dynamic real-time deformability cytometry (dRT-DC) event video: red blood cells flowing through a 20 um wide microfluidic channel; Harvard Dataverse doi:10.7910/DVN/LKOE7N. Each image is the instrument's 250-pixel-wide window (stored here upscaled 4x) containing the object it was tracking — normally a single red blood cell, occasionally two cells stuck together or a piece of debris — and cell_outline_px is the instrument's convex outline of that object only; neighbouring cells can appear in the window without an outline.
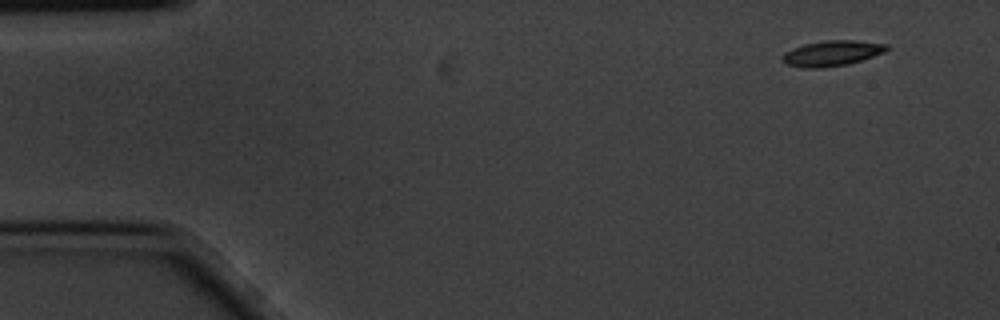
{"species": "common noctule bat (a hibernating species)", "species_latin": "Nyctalus noctula", "temperature_condition": "cold", "stored_images_in_passage": 6, "camera_frame_rate_fps": 3000, "um_per_image_px": 0.085, "animal": {"sex": "male", "body_mass_g": 20.1, "forearm_length_mm": 53.5}, "frame": {"image": 1, "passage_image": 1, "time_ms": 0.0, "image_size_px": [1000, 320], "cell_outline_px": [[888, 48], [884, 52], [848, 64], [820, 68], [804, 68], [784, 64], [780, 56], [784, 52], [792, 48], [804, 44], [824, 40], [856, 40], [888, 44]], "centroid_in_image_um": [70.65, 4.52], "position_along_channel_um": 14.3, "area_um2": 15.55}}
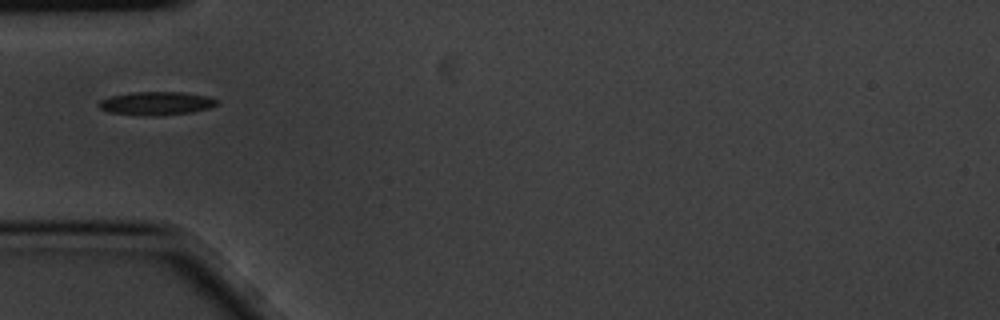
{"frame": {"image": 2, "passage_image": 5, "time_ms": 1.333, "image_size_px": [1000, 320], "cell_outline_px": [[220, 104], [208, 108], [192, 112], [156, 116], [152, 116], [108, 112], [100, 108], [96, 104], [100, 100], [112, 96], [132, 92], [184, 92], [208, 96], [220, 100]], "centroid_in_image_um": [13.33, 8.78], "position_along_channel_um": 71.7, "area_um2": 16.18}}
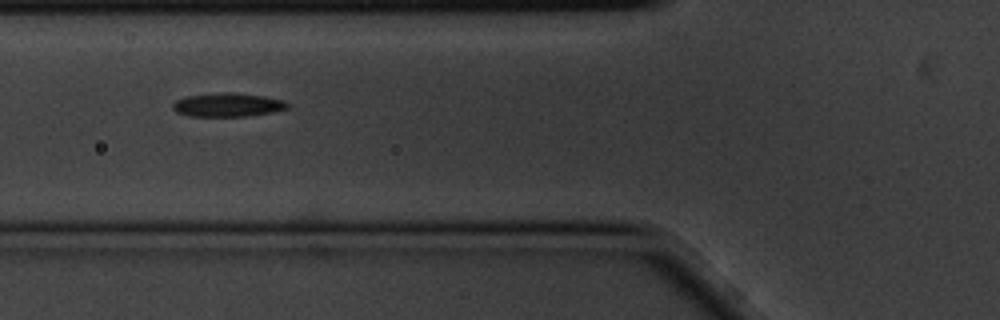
{"frame": {"image": 3, "passage_image": 6, "time_ms": 1.667, "image_size_px": [1000, 320], "cell_outline_px": [[288, 108], [272, 112], [244, 116], [192, 116], [176, 112], [172, 108], [172, 104], [176, 100], [188, 96], [228, 92], [232, 92], [264, 96], [284, 100], [288, 104]], "centroid_in_image_um": [19.36, 8.91], "position_along_channel_um": 106.4, "area_um2": 15.61}}